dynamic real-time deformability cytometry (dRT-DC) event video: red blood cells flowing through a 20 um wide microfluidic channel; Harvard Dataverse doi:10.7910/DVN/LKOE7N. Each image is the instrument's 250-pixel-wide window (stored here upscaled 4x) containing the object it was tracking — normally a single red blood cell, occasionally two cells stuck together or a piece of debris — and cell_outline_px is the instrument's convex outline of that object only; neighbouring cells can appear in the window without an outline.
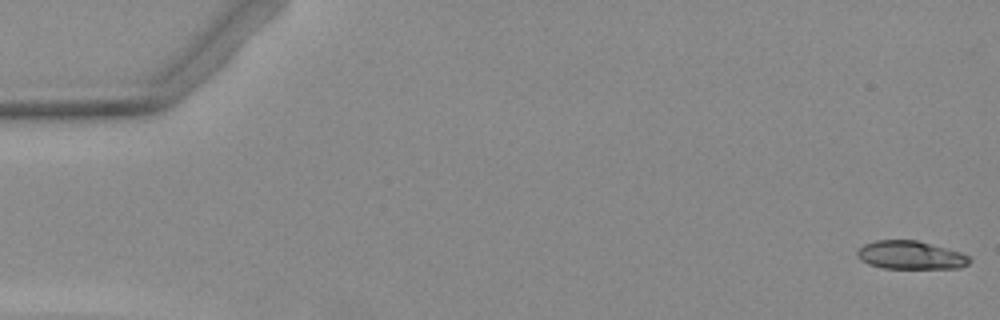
{"species": "Egyptian fruit bat (a non-hibernating species)", "species_latin": "Rousettus aegyptiacus", "temperature_condition": "warm", "stored_images_in_passage": 5, "camera_frame_rate_fps": 3000, "um_per_image_px": 0.085, "animal": {"sex": "female"}, "frame": {"image": 1, "passage_image": 1, "time_ms": 0.0, "image_size_px": [1000, 320], "cell_outline_px": [[972, 260], [968, 264], [960, 268], [884, 268], [868, 264], [860, 260], [856, 252], [864, 244], [876, 240], [916, 240], [960, 252], [968, 256]], "centroid_in_image_um": [77.39, 21.69], "position_along_channel_um": 7.6, "area_um2": 18.38}}
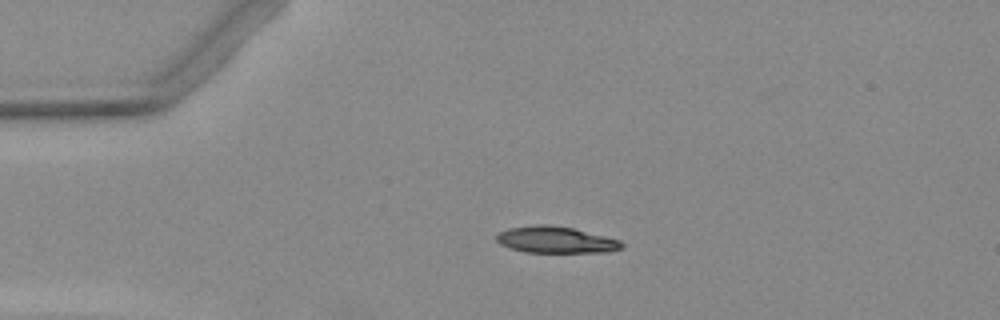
{"frame": {"image": 2, "passage_image": 4, "time_ms": 3.667, "image_size_px": [1000, 320], "cell_outline_px": [[624, 248], [608, 252], [524, 252], [508, 248], [500, 244], [496, 240], [496, 236], [500, 232], [508, 228], [536, 224], [548, 224], [572, 228], [620, 240], [624, 244]], "centroid_in_image_um": [47.23, 20.38], "position_along_channel_um": 37.8, "area_um2": 19.42}}